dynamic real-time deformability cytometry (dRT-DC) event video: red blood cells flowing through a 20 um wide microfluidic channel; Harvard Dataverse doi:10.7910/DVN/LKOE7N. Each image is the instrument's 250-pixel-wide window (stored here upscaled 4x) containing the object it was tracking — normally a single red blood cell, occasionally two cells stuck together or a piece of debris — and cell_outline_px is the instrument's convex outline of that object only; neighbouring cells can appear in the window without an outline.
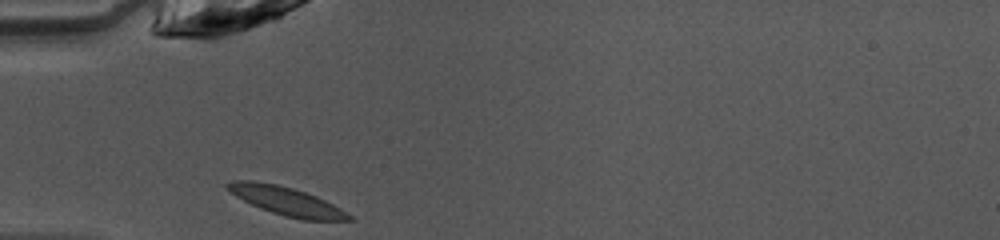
{"species": "common noctule bat (a hibernating species)", "species_latin": "Nyctalus noctula", "temperature_condition": "warm", "stored_images_in_passage": 28, "camera_frame_rate_fps": 3000, "um_per_image_px": 0.085, "animal": {"sex": "female", "body_mass_g": 10.0, "forearm_length_mm": 53.1}, "frame": {"image": 1, "passage_image": 1, "time_ms": 0.0, "image_size_px": [1000, 240], "cell_outline_px": [[356, 220], [300, 220], [284, 216], [260, 208], [236, 196], [224, 184], [236, 180], [252, 180], [276, 184], [292, 188], [316, 196], [340, 208], [352, 216]], "centroid_in_image_um": [24.37, 17.1], "position_along_channel_um": 60.6, "area_um2": 19.83}}
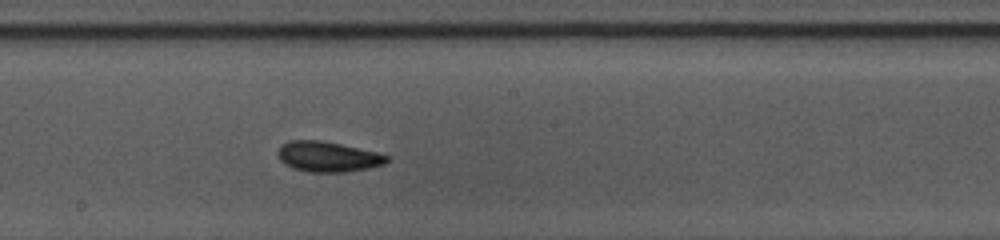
{"frame": {"image": 2, "passage_image": 13, "time_ms": 4.0, "image_size_px": [1000, 240], "cell_outline_px": [[388, 160], [384, 164], [368, 168], [348, 172], [308, 172], [292, 168], [284, 164], [280, 160], [280, 148], [288, 140], [324, 140], [376, 152], [388, 156]], "centroid_in_image_um": [27.88, 13.32], "position_along_channel_um": 220.3, "area_um2": 19.13}}
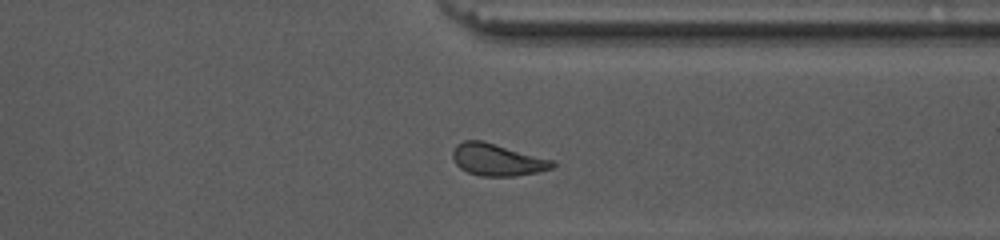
{"frame": {"image": 3, "passage_image": 24, "time_ms": 7.667, "image_size_px": [1000, 240], "cell_outline_px": [[556, 164], [552, 168], [540, 172], [516, 176], [480, 176], [468, 172], [460, 168], [456, 164], [452, 156], [452, 152], [456, 144], [464, 140], [480, 140], [556, 160]], "centroid_in_image_um": [42.3, 13.58], "position_along_channel_um": 369.1, "area_um2": 18.79}, "authors_computed_cell_mechanics": {"area_um2": 18.8139, "velocity_mm_per_s": 4.0699, "shape_relaxation_time_tau1_ms": 2.6057, "shape_relaxation_time_tau2_ms": 1.8684, "deformation_change_tau1": 0.1154, "deformation_change_tau2": 0.0789}}